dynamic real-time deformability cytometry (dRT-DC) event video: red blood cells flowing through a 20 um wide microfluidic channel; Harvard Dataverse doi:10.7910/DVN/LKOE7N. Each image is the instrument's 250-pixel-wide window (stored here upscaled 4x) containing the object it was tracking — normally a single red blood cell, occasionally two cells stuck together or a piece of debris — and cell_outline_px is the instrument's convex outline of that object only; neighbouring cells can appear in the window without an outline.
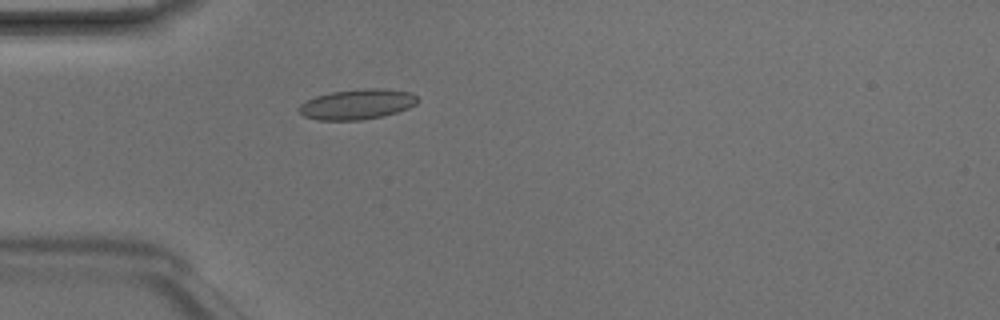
{"species": "Egyptian fruit bat (a non-hibernating species)", "species_latin": "Rousettus aegyptiacus", "temperature_condition": "room temperature", "stored_images_in_passage": 4, "camera_frame_rate_fps": 3000, "um_per_image_px": 0.085, "animal": {"sex": "male"}, "frame": {"image": 1, "passage_image": 4, "time_ms": 1.0, "image_size_px": [1000, 320], "cell_outline_px": [[420, 100], [416, 104], [408, 108], [384, 116], [360, 120], [316, 120], [304, 116], [300, 112], [300, 104], [316, 96], [332, 92], [364, 88], [384, 88], [412, 92]], "centroid_in_image_um": [30.4, 8.86], "position_along_channel_um": 54.6, "area_um2": 20.92}}